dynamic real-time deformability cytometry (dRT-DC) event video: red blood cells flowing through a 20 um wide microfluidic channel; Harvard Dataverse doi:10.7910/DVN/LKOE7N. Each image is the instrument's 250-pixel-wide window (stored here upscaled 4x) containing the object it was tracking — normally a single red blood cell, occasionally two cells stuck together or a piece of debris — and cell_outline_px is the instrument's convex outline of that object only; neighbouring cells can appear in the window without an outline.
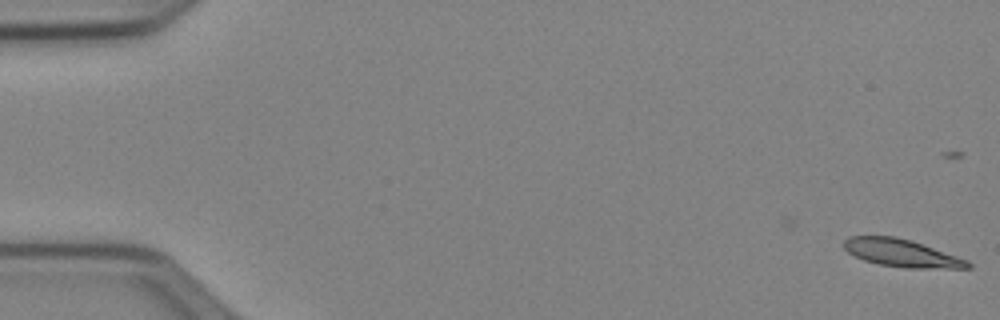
{"species": "Egyptian fruit bat (a non-hibernating species)", "species_latin": "Rousettus aegyptiacus", "temperature_condition": "cold", "stored_images_in_passage": 16, "camera_frame_rate_fps": 3000, "um_per_image_px": 0.085, "animal": {"sex": "female"}, "frame": {"image": 1, "passage_image": 1, "time_ms": 0.0, "image_size_px": [1000, 320], "cell_outline_px": [[972, 268], [904, 268], [880, 264], [864, 260], [848, 252], [844, 248], [844, 240], [848, 236], [892, 236], [912, 240], [968, 260], [972, 264]], "centroid_in_image_um": [76.65, 21.51], "position_along_channel_um": 8.3, "area_um2": 19.88}}
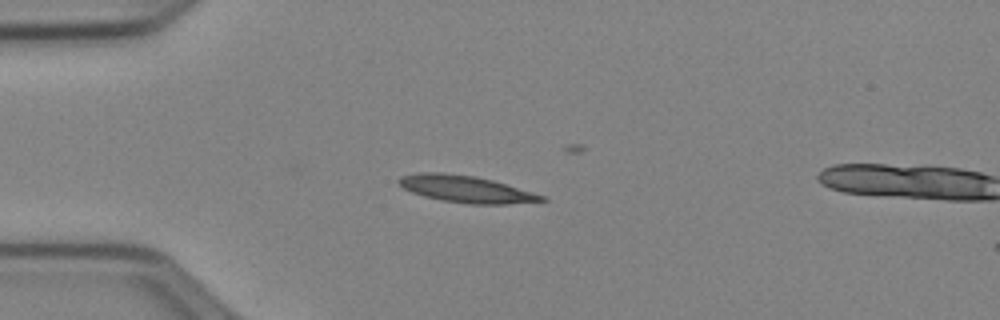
{"frame": {"image": 2, "passage_image": 14, "time_ms": 4.333, "image_size_px": [1000, 320], "cell_outline_px": [[548, 200], [508, 204], [468, 204], [440, 200], [424, 196], [412, 192], [404, 188], [396, 180], [400, 176], [416, 172], [444, 172], [476, 176], [492, 180], [548, 196]], "centroid_in_image_um": [39.61, 16.06], "position_along_channel_um": 45.4, "area_um2": 22.6}}